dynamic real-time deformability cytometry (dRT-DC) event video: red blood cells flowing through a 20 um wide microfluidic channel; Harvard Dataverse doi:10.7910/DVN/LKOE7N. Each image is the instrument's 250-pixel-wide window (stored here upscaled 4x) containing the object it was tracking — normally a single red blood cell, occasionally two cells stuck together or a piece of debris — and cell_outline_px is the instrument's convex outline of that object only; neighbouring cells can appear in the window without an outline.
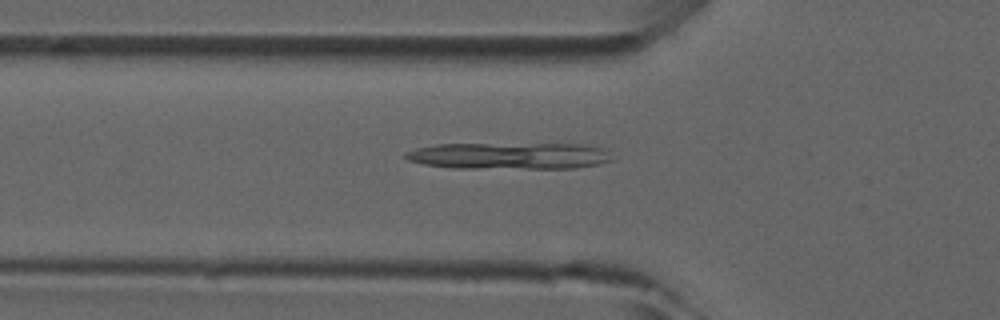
{"species": "common noctule bat (a hibernating species)", "species_latin": "Nyctalus noctula", "temperature_condition": "room temperature", "stored_images_in_passage": 48, "camera_frame_rate_fps": 3000, "um_per_image_px": 0.085, "animal": {"sex": "male", "forearm_length_mm": 52.5}, "frame": {"image": 1, "passage_image": 16, "time_ms": 5.0, "image_size_px": [1000, 320], "cell_outline_px": [[616, 160], [600, 164], [576, 168], [452, 168], [424, 164], [408, 160], [404, 156], [404, 152], [416, 148], [436, 144], [588, 144], [600, 148]], "centroid_in_image_um": [43.29, 13.25], "position_along_channel_um": 82.5, "area_um2": 32.19}}
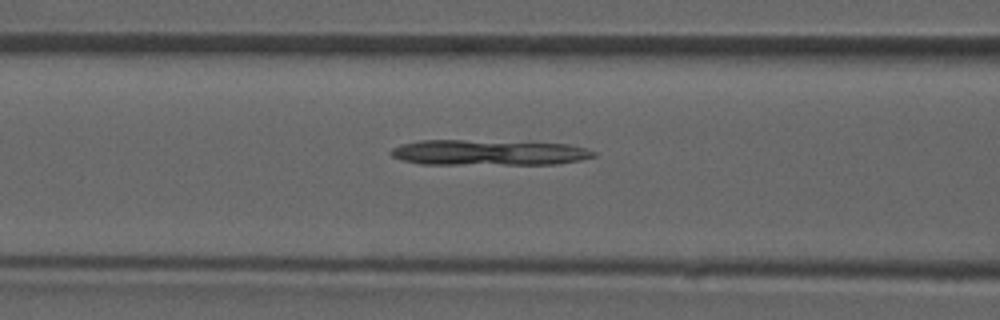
{"frame": {"image": 2, "passage_image": 19, "time_ms": 6.0, "image_size_px": [1000, 320], "cell_outline_px": [[596, 156], [580, 160], [556, 164], [420, 164], [404, 160], [392, 156], [388, 152], [392, 148], [400, 144], [420, 140], [464, 140], [568, 144], [584, 148], [596, 152]], "centroid_in_image_um": [41.49, 12.97], "position_along_channel_um": 125.1, "area_um2": 30.0}}
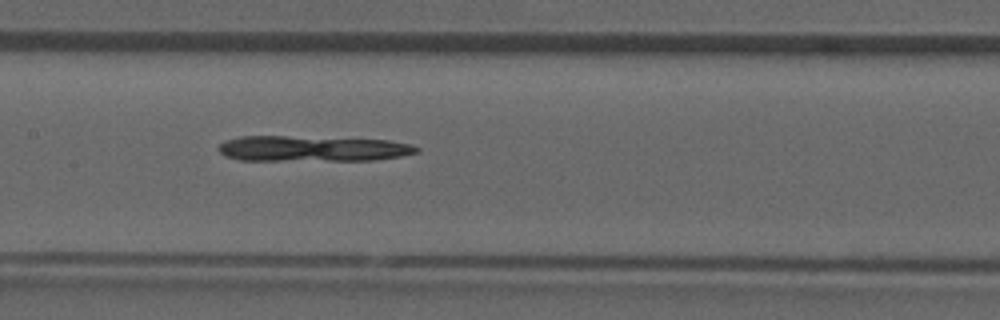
{"frame": {"image": 3, "passage_image": 23, "time_ms": 7.333, "image_size_px": [1000, 320], "cell_outline_px": [[420, 152], [400, 156], [372, 160], [240, 160], [224, 156], [216, 148], [224, 140], [240, 136], [284, 136], [388, 140], [412, 144], [420, 148]], "centroid_in_image_um": [26.53, 12.63], "position_along_channel_um": 180.9, "area_um2": 29.59}}